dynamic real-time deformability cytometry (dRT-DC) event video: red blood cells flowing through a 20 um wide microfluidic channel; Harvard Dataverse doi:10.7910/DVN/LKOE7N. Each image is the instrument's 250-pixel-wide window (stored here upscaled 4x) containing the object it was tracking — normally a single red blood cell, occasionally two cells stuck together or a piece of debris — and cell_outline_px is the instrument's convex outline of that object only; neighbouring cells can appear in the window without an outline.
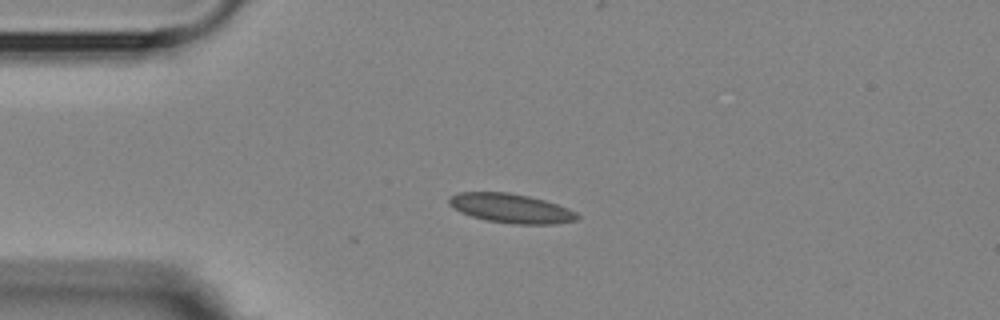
{"species": "Egyptian fruit bat (a non-hibernating species)", "species_latin": "Rousettus aegyptiacus", "temperature_condition": "room temperature", "stored_images_in_passage": 2, "camera_frame_rate_fps": 3000, "um_per_image_px": 0.085, "animal": {"sex": "female"}, "frame": {"image": 1, "passage_image": 1, "time_ms": 0.0, "image_size_px": [1000, 320], "cell_outline_px": [[580, 216], [576, 220], [556, 224], [512, 224], [488, 220], [472, 216], [460, 212], [448, 204], [448, 200], [452, 196], [460, 192], [508, 192], [528, 196], [544, 200], [568, 208], [576, 212]], "centroid_in_image_um": [43.45, 17.71], "position_along_channel_um": 41.6, "area_um2": 21.73}}